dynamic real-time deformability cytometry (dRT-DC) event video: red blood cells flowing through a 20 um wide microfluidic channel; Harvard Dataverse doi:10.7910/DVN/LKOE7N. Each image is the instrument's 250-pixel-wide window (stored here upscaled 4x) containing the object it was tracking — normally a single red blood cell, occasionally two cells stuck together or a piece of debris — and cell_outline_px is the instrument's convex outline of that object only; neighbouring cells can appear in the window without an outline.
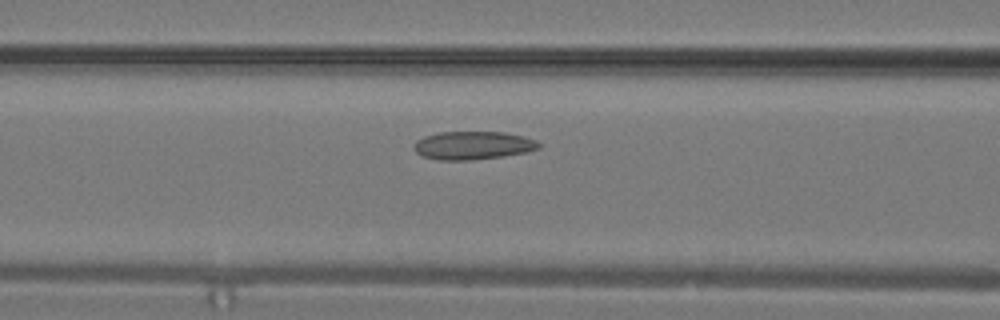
{"species": "common noctule bat (a hibernating species)", "species_latin": "Nyctalus noctula", "temperature_condition": "warm", "stored_images_in_passage": 10, "camera_frame_rate_fps": 3000, "um_per_image_px": 0.085, "animal": {"sex": "male", "body_mass_g": 19.2, "forearm_length_mm": 51.8}, "frame": {"image": 1, "passage_image": 7, "time_ms": 2.0, "image_size_px": [1000, 320], "cell_outline_px": [[540, 148], [524, 152], [500, 156], [468, 160], [440, 160], [424, 156], [416, 152], [416, 140], [424, 136], [440, 132], [504, 132], [536, 140], [540, 144]], "centroid_in_image_um": [40.19, 12.35], "position_along_channel_um": 126.4, "area_um2": 20.06}}
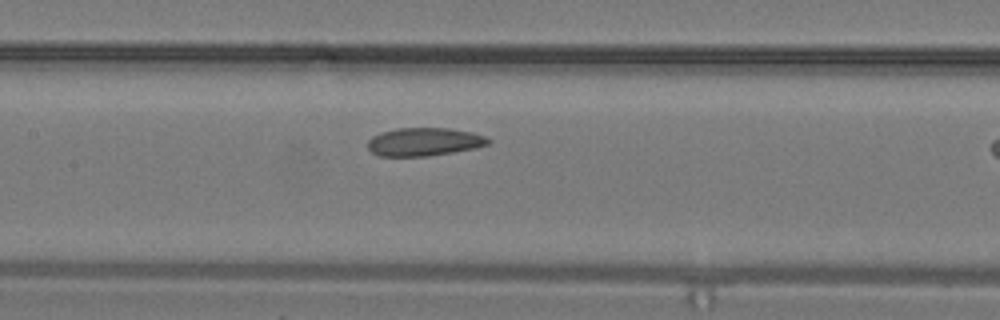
{"frame": {"image": 2, "passage_image": 9, "time_ms": 2.667, "image_size_px": [1000, 320], "cell_outline_px": [[492, 140], [488, 144], [476, 148], [428, 156], [380, 156], [372, 152], [368, 148], [368, 140], [372, 136], [380, 132], [396, 128], [448, 128], [472, 132], [484, 136]], "centroid_in_image_um": [36.04, 12.05], "position_along_channel_um": 171.4, "area_um2": 19.83}}